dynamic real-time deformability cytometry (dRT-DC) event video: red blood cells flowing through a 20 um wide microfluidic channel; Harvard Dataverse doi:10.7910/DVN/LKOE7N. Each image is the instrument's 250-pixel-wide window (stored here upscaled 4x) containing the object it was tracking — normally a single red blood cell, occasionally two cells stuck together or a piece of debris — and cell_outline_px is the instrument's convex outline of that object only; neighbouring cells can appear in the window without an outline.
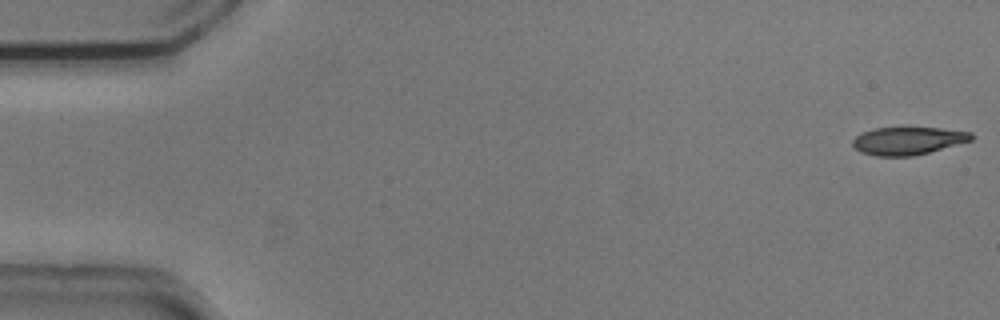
{"species": "common noctule bat (a hibernating species)", "species_latin": "Nyctalus noctula", "temperature_condition": "cold", "stored_images_in_passage": 51, "camera_frame_rate_fps": 3000, "um_per_image_px": 0.085, "animal": {"sex": "male", "body_mass_g": 20.5, "forearm_length_mm": 52.5}, "frame": {"image": 1, "passage_image": 1, "time_ms": 0.0, "image_size_px": [1000, 320], "cell_outline_px": [[972, 140], [928, 152], [912, 156], [876, 156], [860, 152], [852, 144], [852, 140], [856, 136], [872, 128], [940, 128], [972, 132]], "centroid_in_image_um": [77.15, 11.97], "position_along_channel_um": 7.9, "area_um2": 18.96}}
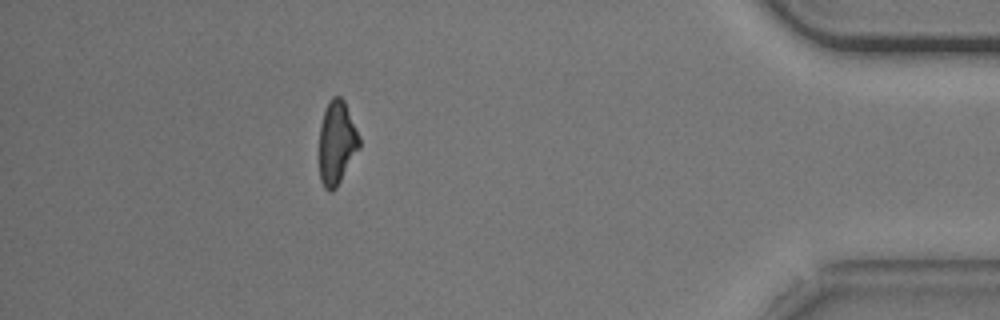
{"frame": {"image": 2, "passage_image": 48, "time_ms": 15.667, "image_size_px": [1000, 320], "cell_outline_px": [[360, 148], [336, 188], [332, 192], [328, 192], [324, 188], [320, 180], [320, 124], [328, 100], [332, 96], [340, 96], [344, 100], [360, 136]], "centroid_in_image_um": [28.63, 12.13], "position_along_channel_um": 406.6, "area_um2": 19.65}}